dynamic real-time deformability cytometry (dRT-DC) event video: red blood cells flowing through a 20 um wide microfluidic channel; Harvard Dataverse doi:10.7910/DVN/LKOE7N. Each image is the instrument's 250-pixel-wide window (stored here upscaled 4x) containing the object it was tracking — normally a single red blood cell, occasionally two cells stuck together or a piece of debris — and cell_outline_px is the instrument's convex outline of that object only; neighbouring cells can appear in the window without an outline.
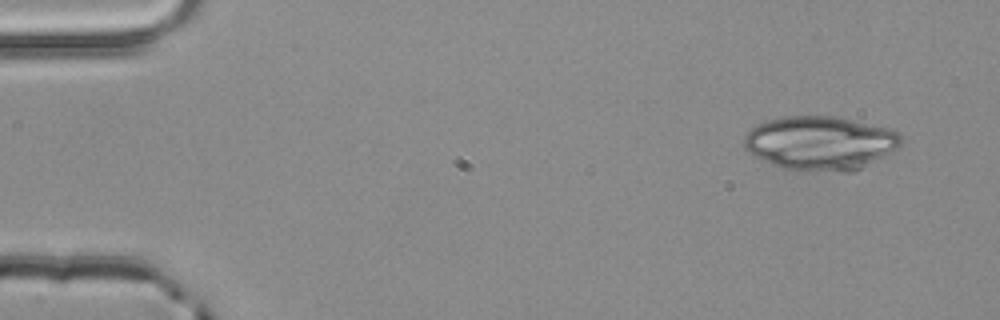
{"species": "common noctule bat (a hibernating species)", "species_latin": "Nyctalus noctula", "temperature_condition": "room temperature", "stored_images_in_passage": 4, "camera_frame_rate_fps": 3000, "um_per_image_px": 0.085, "animal": {"sex": "male", "body_mass_g": 20.4}, "frame": {"image": 1, "passage_image": 1, "time_ms": 0.0, "image_size_px": [1000, 320], "cell_outline_px": [[900, 144], [896, 148], [856, 172], [844, 172], [784, 168], [772, 164], [748, 152], [744, 148], [744, 136], [752, 128], [768, 120], [784, 116], [832, 116], [888, 128], [896, 132], [900, 136]], "centroid_in_image_um": [69.7, 12.16], "position_along_channel_um": 15.3, "area_um2": 48.61}}